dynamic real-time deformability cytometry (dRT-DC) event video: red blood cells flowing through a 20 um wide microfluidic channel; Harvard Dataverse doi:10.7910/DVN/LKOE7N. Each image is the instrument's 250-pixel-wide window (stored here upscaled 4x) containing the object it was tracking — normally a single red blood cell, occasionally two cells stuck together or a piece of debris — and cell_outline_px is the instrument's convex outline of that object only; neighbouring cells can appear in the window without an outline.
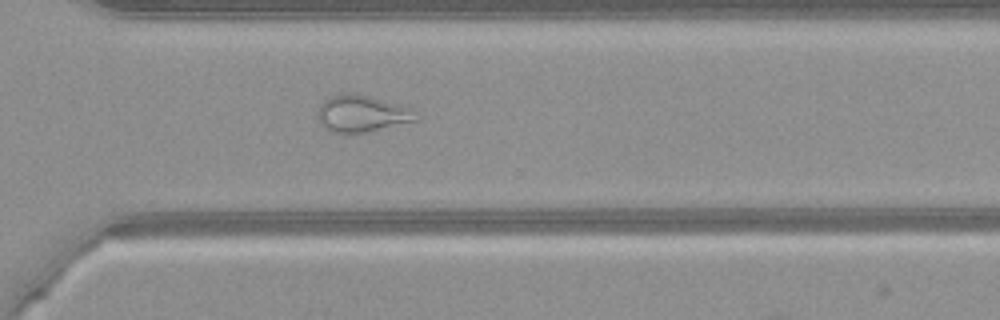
{"species": "common noctule bat (a hibernating species)", "species_latin": "Nyctalus noctula", "temperature_condition": "warm", "stored_images_in_passage": 50, "camera_frame_rate_fps": 3000, "um_per_image_px": 0.085, "animal": {"sex": "female", "body_mass_g": 21.9}, "frame": {"image": 1, "passage_image": 36, "time_ms": 11.667, "image_size_px": [1000, 320], "cell_outline_px": [[420, 116], [416, 120], [364, 132], [328, 132], [320, 124], [316, 112], [320, 104], [328, 96], [344, 92], [348, 92], [368, 96], [400, 104], [412, 108]], "centroid_in_image_um": [30.71, 9.63], "position_along_channel_um": 339.9, "area_um2": 21.1}}